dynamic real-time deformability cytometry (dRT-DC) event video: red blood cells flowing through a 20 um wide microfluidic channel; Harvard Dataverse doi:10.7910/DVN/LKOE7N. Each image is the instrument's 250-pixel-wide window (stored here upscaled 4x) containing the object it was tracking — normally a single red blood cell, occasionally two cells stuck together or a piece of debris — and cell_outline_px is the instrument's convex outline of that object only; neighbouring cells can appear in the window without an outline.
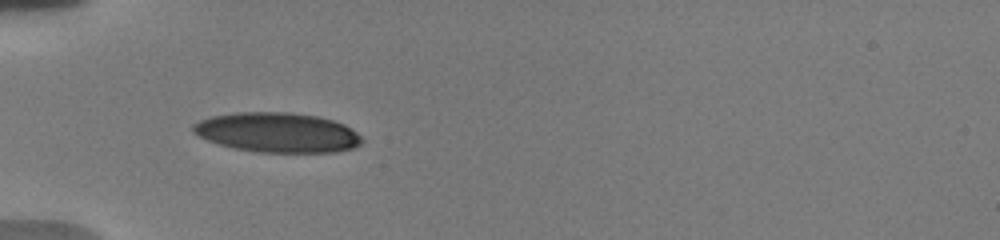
{"species": "human", "species_latin": "Homo sapiens", "temperature_condition": "warm", "stored_images_in_passage": 8, "camera_frame_rate_fps": 3000, "um_per_image_px": 0.085, "donor": {"sex": "male"}, "frame": {"image": 1, "passage_image": 1, "time_ms": 0.0, "image_size_px": [1000, 240], "cell_outline_px": [[364, 140], [356, 148], [336, 152], [256, 152], [236, 148], [220, 144], [208, 140], [192, 132], [192, 124], [200, 120], [212, 116], [236, 112], [292, 112], [320, 116], [344, 124], [356, 132]], "centroid_in_image_um": [23.6, 11.25], "position_along_channel_um": 61.4, "area_um2": 39.25}}
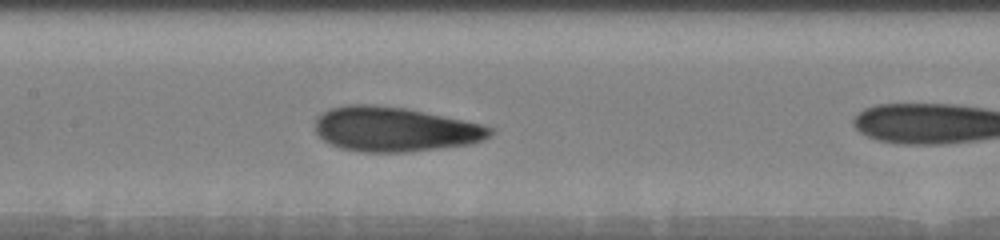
{"frame": {"image": 2, "passage_image": 5, "time_ms": 2.0, "image_size_px": [1000, 240], "cell_outline_px": [[492, 132], [484, 140], [468, 144], [404, 152], [364, 152], [340, 148], [324, 140], [316, 132], [316, 116], [320, 112], [328, 108], [348, 104], [372, 104], [404, 108], [424, 112], [480, 124], [492, 128]], "centroid_in_image_um": [33.48, 10.97], "position_along_channel_um": 173.9, "area_um2": 45.08}}